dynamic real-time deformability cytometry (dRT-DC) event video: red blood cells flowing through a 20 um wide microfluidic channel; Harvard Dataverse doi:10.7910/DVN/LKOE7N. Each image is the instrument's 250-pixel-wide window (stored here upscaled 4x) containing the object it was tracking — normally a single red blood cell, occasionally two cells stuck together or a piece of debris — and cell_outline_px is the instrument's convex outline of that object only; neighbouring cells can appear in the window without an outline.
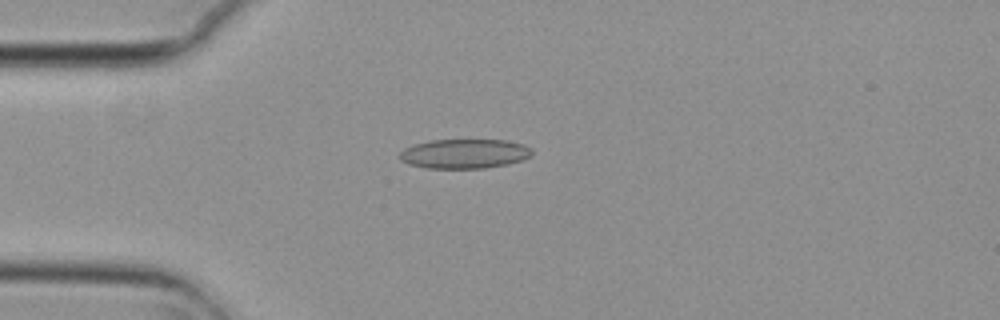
{"species": "common noctule bat (a hibernating species)", "species_latin": "Nyctalus noctula", "temperature_condition": "cold", "stored_images_in_passage": 5, "camera_frame_rate_fps": 3000, "um_per_image_px": 0.085, "animal": {"sex": "female", "body_mass_g": 29.2, "forearm_length_mm": 56.3}, "frame": {"image": 1, "passage_image": 3, "time_ms": 0.667, "image_size_px": [1000, 320], "cell_outline_px": [[532, 156], [508, 164], [484, 168], [428, 168], [408, 164], [400, 160], [400, 152], [404, 148], [412, 144], [432, 140], [504, 140], [524, 144], [532, 148]], "centroid_in_image_um": [39.47, 13.06], "position_along_channel_um": 45.5, "area_um2": 22.77}}
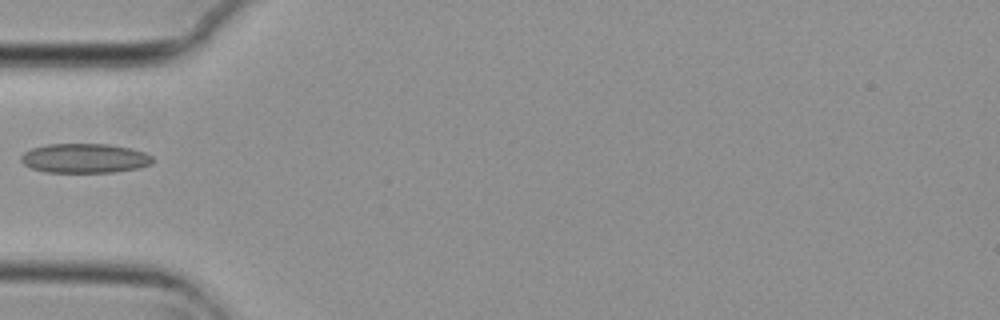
{"frame": {"image": 2, "passage_image": 4, "time_ms": 1.0, "image_size_px": [1000, 320], "cell_outline_px": [[152, 164], [140, 168], [116, 172], [44, 172], [32, 168], [24, 164], [20, 160], [20, 156], [24, 152], [32, 148], [48, 144], [108, 144], [132, 148], [144, 152], [152, 156]], "centroid_in_image_um": [7.21, 13.45], "position_along_channel_um": 77.8, "area_um2": 22.72}}
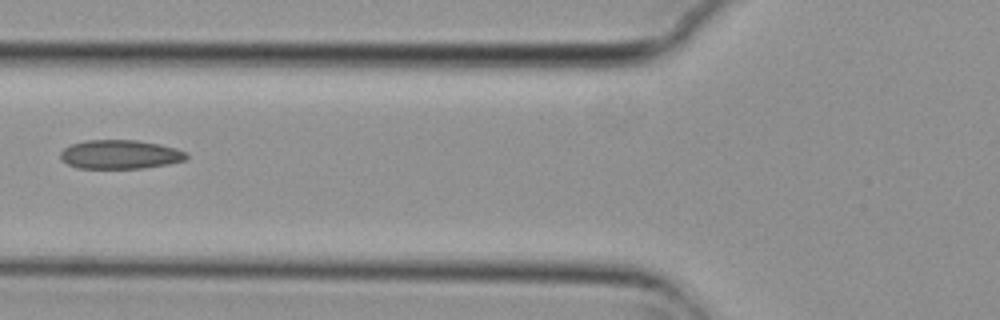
{"frame": {"image": 3, "passage_image": 5, "time_ms": 1.333, "image_size_px": [1000, 320], "cell_outline_px": [[188, 156], [184, 160], [168, 164], [140, 168], [76, 168], [68, 164], [60, 156], [60, 152], [64, 148], [72, 144], [84, 140], [136, 140], [160, 144], [176, 148], [184, 152]], "centroid_in_image_um": [10.19, 13.12], "position_along_channel_um": 115.6, "area_um2": 21.1}}